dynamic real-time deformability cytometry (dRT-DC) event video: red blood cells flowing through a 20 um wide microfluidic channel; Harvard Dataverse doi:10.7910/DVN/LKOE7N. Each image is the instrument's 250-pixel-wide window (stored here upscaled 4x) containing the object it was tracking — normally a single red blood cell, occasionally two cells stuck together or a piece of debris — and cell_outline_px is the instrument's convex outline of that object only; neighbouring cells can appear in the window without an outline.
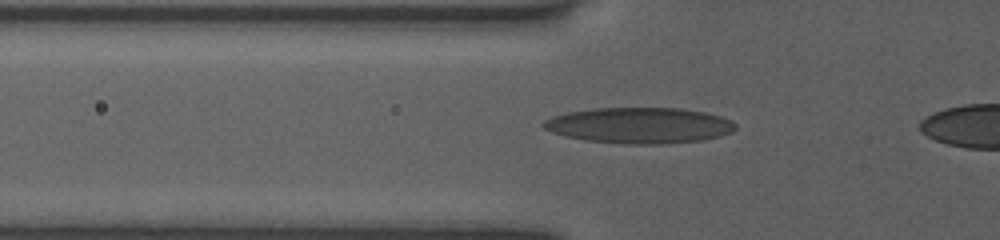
{"species": "human", "species_latin": "Homo sapiens", "temperature_condition": "room temperature", "stored_images_in_passage": 5, "camera_frame_rate_fps": 3000, "um_per_image_px": 0.085, "donor": {"sex": "female"}, "frame": {"image": 1, "passage_image": 3, "time_ms": 0.667, "image_size_px": [1000, 240], "cell_outline_px": [[736, 128], [732, 132], [720, 136], [704, 140], [660, 144], [628, 144], [588, 140], [568, 136], [552, 132], [544, 128], [540, 124], [544, 120], [552, 116], [568, 112], [596, 108], [680, 108], [704, 112], [720, 116], [736, 124]], "centroid_in_image_um": [54.36, 10.65], "position_along_channel_um": 71.4, "area_um2": 39.94}}